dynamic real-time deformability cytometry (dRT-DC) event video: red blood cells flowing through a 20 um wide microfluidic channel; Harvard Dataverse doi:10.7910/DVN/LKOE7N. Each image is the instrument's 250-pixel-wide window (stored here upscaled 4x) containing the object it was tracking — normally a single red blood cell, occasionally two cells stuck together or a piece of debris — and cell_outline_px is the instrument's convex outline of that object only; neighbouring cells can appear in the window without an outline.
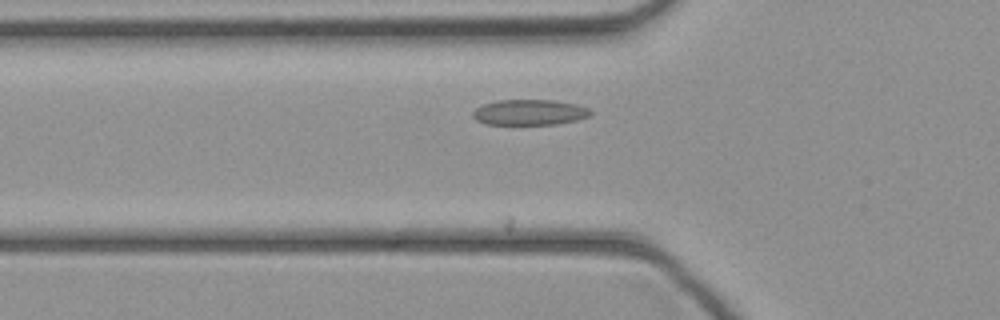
{"species": "common noctule bat (a hibernating species)", "species_latin": "Nyctalus noctula", "temperature_condition": "cold", "stored_images_in_passage": 13, "camera_frame_rate_fps": 3000, "um_per_image_px": 0.085, "animal": {"sex": "female", "body_mass_g": 21.9}, "frame": {"image": 1, "passage_image": 8, "time_ms": 2.333, "image_size_px": [1000, 320], "cell_outline_px": [[592, 112], [588, 116], [576, 120], [556, 124], [484, 124], [476, 120], [472, 116], [472, 112], [476, 108], [484, 104], [496, 100], [556, 100], [576, 104], [588, 108]], "centroid_in_image_um": [44.98, 9.54], "position_along_channel_um": 80.8, "area_um2": 17.51}}